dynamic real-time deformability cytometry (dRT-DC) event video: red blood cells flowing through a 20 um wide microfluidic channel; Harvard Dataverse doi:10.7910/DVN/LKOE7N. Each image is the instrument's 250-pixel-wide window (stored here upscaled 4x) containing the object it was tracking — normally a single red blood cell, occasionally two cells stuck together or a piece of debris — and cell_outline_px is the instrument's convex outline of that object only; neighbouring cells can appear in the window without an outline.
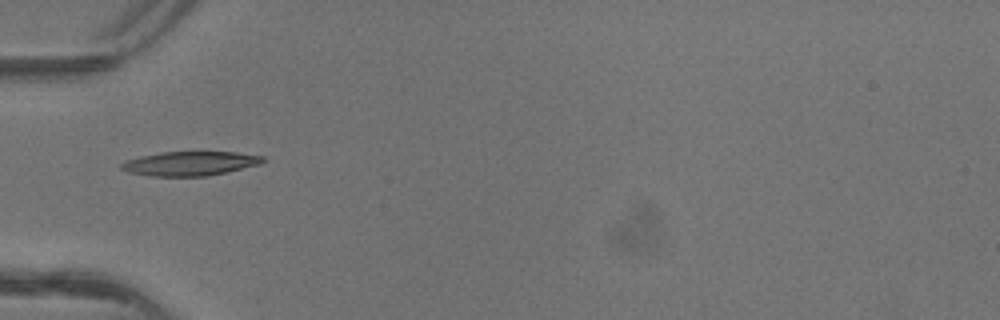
{"species": "common noctule bat (a hibernating species)", "species_latin": "Nyctalus noctula", "temperature_condition": "warm", "stored_images_in_passage": 6, "camera_frame_rate_fps": 3000, "um_per_image_px": 0.085, "animal": {"sex": "female"}, "frame": {"image": 1, "passage_image": 5, "time_ms": 1.333, "image_size_px": [1000, 320], "cell_outline_px": [[264, 160], [260, 164], [228, 172], [208, 176], [152, 176], [128, 172], [120, 168], [120, 164], [124, 160], [140, 156], [160, 152], [236, 152], [264, 156]], "centroid_in_image_um": [16.13, 13.9], "position_along_channel_um": 68.9, "area_um2": 20.06}}